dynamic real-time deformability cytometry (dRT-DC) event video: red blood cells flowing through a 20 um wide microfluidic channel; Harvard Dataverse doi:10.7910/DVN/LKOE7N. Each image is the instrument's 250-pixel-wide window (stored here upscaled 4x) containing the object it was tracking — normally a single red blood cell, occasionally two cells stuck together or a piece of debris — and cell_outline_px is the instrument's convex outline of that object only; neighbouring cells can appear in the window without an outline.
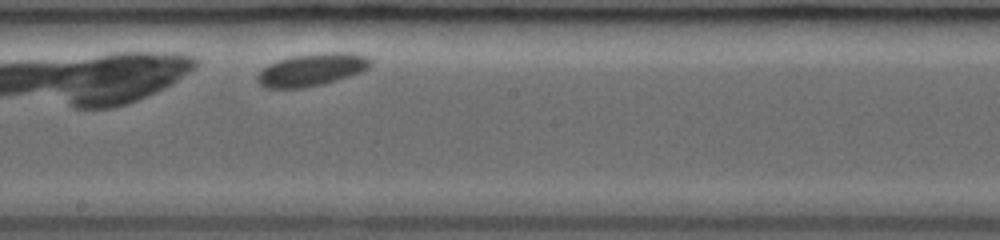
{"species": "common noctule bat (a hibernating species)", "species_latin": "Nyctalus noctula", "temperature_condition": "room temperature", "stored_images_in_passage": 27, "camera_frame_rate_fps": 3000, "um_per_image_px": 0.085, "animal": {"sex": "female", "body_mass_g": 19.0, "forearm_length_mm": 53.3}, "frame": {"image": 1, "passage_image": 14, "time_ms": 4.333, "image_size_px": [1000, 240], "cell_outline_px": [[372, 64], [368, 68], [360, 72], [336, 80], [320, 84], [300, 88], [264, 88], [256, 80], [256, 76], [268, 64], [292, 56], [320, 52], [352, 52], [368, 56], [372, 60]], "centroid_in_image_um": [26.52, 5.91], "position_along_channel_um": 221.7, "area_um2": 21.44}}
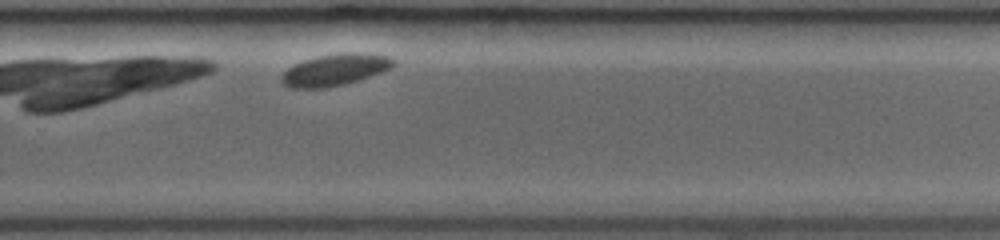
{"frame": {"image": 2, "passage_image": 20, "time_ms": 6.333, "image_size_px": [1000, 240], "cell_outline_px": [[396, 64], [380, 72], [344, 84], [324, 88], [288, 88], [280, 84], [280, 76], [292, 64], [316, 56], [344, 52], [368, 52], [388, 56], [396, 60]], "centroid_in_image_um": [28.42, 5.92], "position_along_channel_um": 301.4, "area_um2": 20.87}}
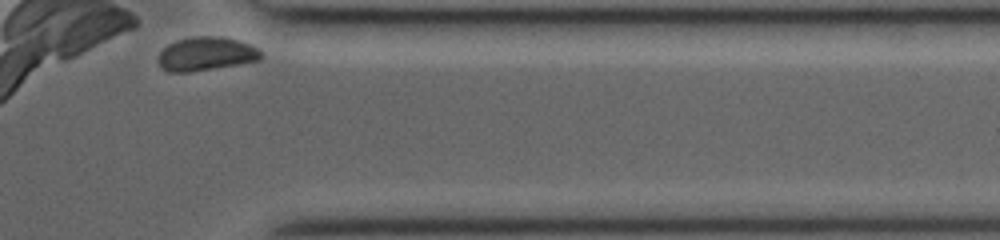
{"frame": {"image": 3, "passage_image": 27, "time_ms": 8.667, "image_size_px": [1000, 240], "cell_outline_px": [[260, 60], [188, 72], [168, 72], [160, 68], [160, 52], [168, 44], [176, 40], [196, 36], [220, 36], [236, 40], [248, 44], [256, 48], [260, 52]], "centroid_in_image_um": [17.47, 4.57], "position_along_channel_um": 393.9, "area_um2": 19.71}}